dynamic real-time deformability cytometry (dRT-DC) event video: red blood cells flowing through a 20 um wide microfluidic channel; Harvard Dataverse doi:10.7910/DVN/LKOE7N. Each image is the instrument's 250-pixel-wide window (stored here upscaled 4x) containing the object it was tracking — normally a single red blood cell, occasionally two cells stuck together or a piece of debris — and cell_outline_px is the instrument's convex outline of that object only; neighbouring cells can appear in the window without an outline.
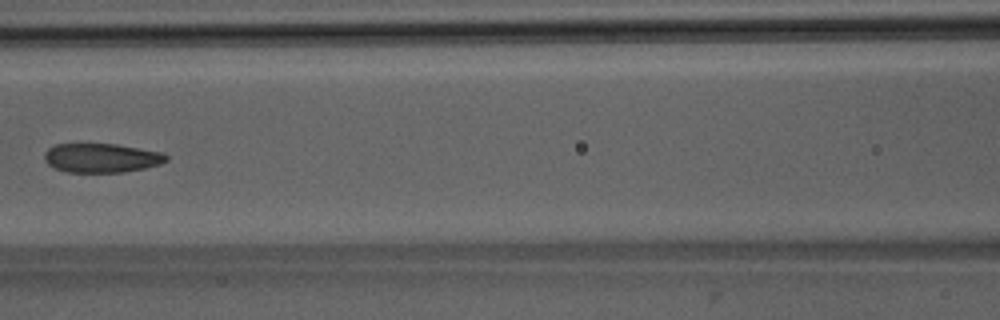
{"species": "Egyptian fruit bat (a non-hibernating species)", "species_latin": "Rousettus aegyptiacus", "temperature_condition": "room temperature", "stored_images_in_passage": 7, "camera_frame_rate_fps": 3000, "um_per_image_px": 0.085, "animal": {"sex": "male"}, "frame": {"image": 1, "passage_image": 6, "time_ms": 5.667, "image_size_px": [1000, 320], "cell_outline_px": [[168, 160], [160, 164], [144, 168], [124, 172], [68, 172], [56, 168], [48, 164], [44, 160], [44, 152], [48, 148], [56, 144], [116, 144], [164, 152], [168, 156]], "centroid_in_image_um": [8.64, 13.42], "position_along_channel_um": 158.0, "area_um2": 20.75}}